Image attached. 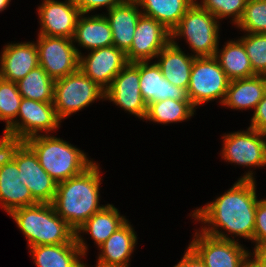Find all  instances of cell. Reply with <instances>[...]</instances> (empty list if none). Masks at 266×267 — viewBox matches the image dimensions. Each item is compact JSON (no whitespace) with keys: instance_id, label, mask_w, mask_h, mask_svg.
<instances>
[{"instance_id":"1","label":"cell","mask_w":266,"mask_h":267,"mask_svg":"<svg viewBox=\"0 0 266 267\" xmlns=\"http://www.w3.org/2000/svg\"><path fill=\"white\" fill-rule=\"evenodd\" d=\"M254 175L253 170L245 172L229 190L192 211L190 216L204 225L200 231L219 239L235 241L234 237L237 236L253 242L259 201Z\"/></svg>"},{"instance_id":"2","label":"cell","mask_w":266,"mask_h":267,"mask_svg":"<svg viewBox=\"0 0 266 267\" xmlns=\"http://www.w3.org/2000/svg\"><path fill=\"white\" fill-rule=\"evenodd\" d=\"M94 162L81 174L57 184L52 201L55 212L76 231L93 214L106 205L100 206L101 171Z\"/></svg>"},{"instance_id":"3","label":"cell","mask_w":266,"mask_h":267,"mask_svg":"<svg viewBox=\"0 0 266 267\" xmlns=\"http://www.w3.org/2000/svg\"><path fill=\"white\" fill-rule=\"evenodd\" d=\"M10 217L27 239L28 247L77 243L75 231L51 203H37L13 210Z\"/></svg>"},{"instance_id":"4","label":"cell","mask_w":266,"mask_h":267,"mask_svg":"<svg viewBox=\"0 0 266 267\" xmlns=\"http://www.w3.org/2000/svg\"><path fill=\"white\" fill-rule=\"evenodd\" d=\"M36 153L41 167L57 183L77 176L95 161L84 151L54 135H38L25 141Z\"/></svg>"},{"instance_id":"5","label":"cell","mask_w":266,"mask_h":267,"mask_svg":"<svg viewBox=\"0 0 266 267\" xmlns=\"http://www.w3.org/2000/svg\"><path fill=\"white\" fill-rule=\"evenodd\" d=\"M219 23L195 1L171 31V40L184 37L194 57H212L219 48Z\"/></svg>"},{"instance_id":"6","label":"cell","mask_w":266,"mask_h":267,"mask_svg":"<svg viewBox=\"0 0 266 267\" xmlns=\"http://www.w3.org/2000/svg\"><path fill=\"white\" fill-rule=\"evenodd\" d=\"M0 147L16 162L18 177L38 203H52L57 182L41 167L38 157L25 141L0 138Z\"/></svg>"},{"instance_id":"7","label":"cell","mask_w":266,"mask_h":267,"mask_svg":"<svg viewBox=\"0 0 266 267\" xmlns=\"http://www.w3.org/2000/svg\"><path fill=\"white\" fill-rule=\"evenodd\" d=\"M104 99L105 91L79 69L54 82L53 106L61 121Z\"/></svg>"},{"instance_id":"8","label":"cell","mask_w":266,"mask_h":267,"mask_svg":"<svg viewBox=\"0 0 266 267\" xmlns=\"http://www.w3.org/2000/svg\"><path fill=\"white\" fill-rule=\"evenodd\" d=\"M61 122L53 102H38L22 98L17 119L4 130L2 138L26 141L43 134L41 132H44V135L51 134L52 131L59 129Z\"/></svg>"},{"instance_id":"9","label":"cell","mask_w":266,"mask_h":267,"mask_svg":"<svg viewBox=\"0 0 266 267\" xmlns=\"http://www.w3.org/2000/svg\"><path fill=\"white\" fill-rule=\"evenodd\" d=\"M229 83V78L214 56L195 57L187 89L192 106L196 109L197 106L217 99L222 105Z\"/></svg>"},{"instance_id":"10","label":"cell","mask_w":266,"mask_h":267,"mask_svg":"<svg viewBox=\"0 0 266 267\" xmlns=\"http://www.w3.org/2000/svg\"><path fill=\"white\" fill-rule=\"evenodd\" d=\"M35 41L39 65L55 81L79 69L82 53L73 40L66 37L37 35Z\"/></svg>"},{"instance_id":"11","label":"cell","mask_w":266,"mask_h":267,"mask_svg":"<svg viewBox=\"0 0 266 267\" xmlns=\"http://www.w3.org/2000/svg\"><path fill=\"white\" fill-rule=\"evenodd\" d=\"M193 238L188 245L206 267H244L251 259V251L246 250L239 239H219L200 230Z\"/></svg>"},{"instance_id":"12","label":"cell","mask_w":266,"mask_h":267,"mask_svg":"<svg viewBox=\"0 0 266 267\" xmlns=\"http://www.w3.org/2000/svg\"><path fill=\"white\" fill-rule=\"evenodd\" d=\"M222 138L221 157L226 162L250 168L266 166V133L248 127Z\"/></svg>"},{"instance_id":"13","label":"cell","mask_w":266,"mask_h":267,"mask_svg":"<svg viewBox=\"0 0 266 267\" xmlns=\"http://www.w3.org/2000/svg\"><path fill=\"white\" fill-rule=\"evenodd\" d=\"M139 83V62L128 63L105 91V100H110L129 114L144 120L147 104L141 95Z\"/></svg>"},{"instance_id":"14","label":"cell","mask_w":266,"mask_h":267,"mask_svg":"<svg viewBox=\"0 0 266 267\" xmlns=\"http://www.w3.org/2000/svg\"><path fill=\"white\" fill-rule=\"evenodd\" d=\"M126 53L114 45L79 55V70L106 91L114 77L128 64Z\"/></svg>"},{"instance_id":"15","label":"cell","mask_w":266,"mask_h":267,"mask_svg":"<svg viewBox=\"0 0 266 267\" xmlns=\"http://www.w3.org/2000/svg\"><path fill=\"white\" fill-rule=\"evenodd\" d=\"M171 42V31L154 18L141 15L133 42L126 52L129 63L151 61Z\"/></svg>"},{"instance_id":"16","label":"cell","mask_w":266,"mask_h":267,"mask_svg":"<svg viewBox=\"0 0 266 267\" xmlns=\"http://www.w3.org/2000/svg\"><path fill=\"white\" fill-rule=\"evenodd\" d=\"M36 10L41 25L38 35L73 38L81 14L73 0H43Z\"/></svg>"},{"instance_id":"17","label":"cell","mask_w":266,"mask_h":267,"mask_svg":"<svg viewBox=\"0 0 266 267\" xmlns=\"http://www.w3.org/2000/svg\"><path fill=\"white\" fill-rule=\"evenodd\" d=\"M18 175L16 162L0 147V205L8 215L15 209L38 203Z\"/></svg>"},{"instance_id":"18","label":"cell","mask_w":266,"mask_h":267,"mask_svg":"<svg viewBox=\"0 0 266 267\" xmlns=\"http://www.w3.org/2000/svg\"><path fill=\"white\" fill-rule=\"evenodd\" d=\"M39 66L36 43H8L0 55V78L18 82Z\"/></svg>"},{"instance_id":"19","label":"cell","mask_w":266,"mask_h":267,"mask_svg":"<svg viewBox=\"0 0 266 267\" xmlns=\"http://www.w3.org/2000/svg\"><path fill=\"white\" fill-rule=\"evenodd\" d=\"M140 61V91L147 106L153 102L168 98L173 100H189L187 90L171 84L166 80L156 62Z\"/></svg>"},{"instance_id":"20","label":"cell","mask_w":266,"mask_h":267,"mask_svg":"<svg viewBox=\"0 0 266 267\" xmlns=\"http://www.w3.org/2000/svg\"><path fill=\"white\" fill-rule=\"evenodd\" d=\"M127 220L126 216H121L119 210L109 203L93 214L75 231V239L83 255L86 256L88 245L84 241L82 233L90 235L95 245L97 244V247H99Z\"/></svg>"},{"instance_id":"21","label":"cell","mask_w":266,"mask_h":267,"mask_svg":"<svg viewBox=\"0 0 266 267\" xmlns=\"http://www.w3.org/2000/svg\"><path fill=\"white\" fill-rule=\"evenodd\" d=\"M142 15L135 0H125L107 11L106 19L110 24L113 45L125 53L130 49L137 22Z\"/></svg>"},{"instance_id":"22","label":"cell","mask_w":266,"mask_h":267,"mask_svg":"<svg viewBox=\"0 0 266 267\" xmlns=\"http://www.w3.org/2000/svg\"><path fill=\"white\" fill-rule=\"evenodd\" d=\"M137 234L127 220L102 245L97 261L115 267H129L130 256L137 245Z\"/></svg>"},{"instance_id":"23","label":"cell","mask_w":266,"mask_h":267,"mask_svg":"<svg viewBox=\"0 0 266 267\" xmlns=\"http://www.w3.org/2000/svg\"><path fill=\"white\" fill-rule=\"evenodd\" d=\"M190 54L184 53L176 40H171L156 57L163 77L171 84L186 90L195 59L192 53Z\"/></svg>"},{"instance_id":"24","label":"cell","mask_w":266,"mask_h":267,"mask_svg":"<svg viewBox=\"0 0 266 267\" xmlns=\"http://www.w3.org/2000/svg\"><path fill=\"white\" fill-rule=\"evenodd\" d=\"M86 15L81 13L78 17L72 38L74 45L78 43L80 48L83 47L88 51L113 45L112 31L106 17L100 13Z\"/></svg>"},{"instance_id":"25","label":"cell","mask_w":266,"mask_h":267,"mask_svg":"<svg viewBox=\"0 0 266 267\" xmlns=\"http://www.w3.org/2000/svg\"><path fill=\"white\" fill-rule=\"evenodd\" d=\"M266 92V75L232 80L222 106L235 110H255Z\"/></svg>"},{"instance_id":"26","label":"cell","mask_w":266,"mask_h":267,"mask_svg":"<svg viewBox=\"0 0 266 267\" xmlns=\"http://www.w3.org/2000/svg\"><path fill=\"white\" fill-rule=\"evenodd\" d=\"M37 267H80L84 257L77 243L29 247Z\"/></svg>"},{"instance_id":"27","label":"cell","mask_w":266,"mask_h":267,"mask_svg":"<svg viewBox=\"0 0 266 267\" xmlns=\"http://www.w3.org/2000/svg\"><path fill=\"white\" fill-rule=\"evenodd\" d=\"M214 57L230 81L256 75L245 47L239 39L225 42L223 48L217 49Z\"/></svg>"},{"instance_id":"28","label":"cell","mask_w":266,"mask_h":267,"mask_svg":"<svg viewBox=\"0 0 266 267\" xmlns=\"http://www.w3.org/2000/svg\"><path fill=\"white\" fill-rule=\"evenodd\" d=\"M143 15L154 18L172 31L196 0H135Z\"/></svg>"},{"instance_id":"29","label":"cell","mask_w":266,"mask_h":267,"mask_svg":"<svg viewBox=\"0 0 266 267\" xmlns=\"http://www.w3.org/2000/svg\"><path fill=\"white\" fill-rule=\"evenodd\" d=\"M195 111L190 100H173L168 98L149 104L144 120L167 125L191 119L190 117L194 116Z\"/></svg>"},{"instance_id":"30","label":"cell","mask_w":266,"mask_h":267,"mask_svg":"<svg viewBox=\"0 0 266 267\" xmlns=\"http://www.w3.org/2000/svg\"><path fill=\"white\" fill-rule=\"evenodd\" d=\"M54 82L39 65L16 84L23 98L38 102H53Z\"/></svg>"},{"instance_id":"31","label":"cell","mask_w":266,"mask_h":267,"mask_svg":"<svg viewBox=\"0 0 266 267\" xmlns=\"http://www.w3.org/2000/svg\"><path fill=\"white\" fill-rule=\"evenodd\" d=\"M22 98L15 82L0 78V120L5 121L4 130L17 119Z\"/></svg>"},{"instance_id":"32","label":"cell","mask_w":266,"mask_h":267,"mask_svg":"<svg viewBox=\"0 0 266 267\" xmlns=\"http://www.w3.org/2000/svg\"><path fill=\"white\" fill-rule=\"evenodd\" d=\"M236 27L244 31V34L266 33V0H247Z\"/></svg>"},{"instance_id":"33","label":"cell","mask_w":266,"mask_h":267,"mask_svg":"<svg viewBox=\"0 0 266 267\" xmlns=\"http://www.w3.org/2000/svg\"><path fill=\"white\" fill-rule=\"evenodd\" d=\"M239 40L243 43L256 75H266V33H246Z\"/></svg>"},{"instance_id":"34","label":"cell","mask_w":266,"mask_h":267,"mask_svg":"<svg viewBox=\"0 0 266 267\" xmlns=\"http://www.w3.org/2000/svg\"><path fill=\"white\" fill-rule=\"evenodd\" d=\"M196 2L204 9L214 15L218 21L221 19H232V24L237 25L241 19L247 0H201Z\"/></svg>"},{"instance_id":"35","label":"cell","mask_w":266,"mask_h":267,"mask_svg":"<svg viewBox=\"0 0 266 267\" xmlns=\"http://www.w3.org/2000/svg\"><path fill=\"white\" fill-rule=\"evenodd\" d=\"M253 243L255 247L266 244V199H260L256 207Z\"/></svg>"},{"instance_id":"36","label":"cell","mask_w":266,"mask_h":267,"mask_svg":"<svg viewBox=\"0 0 266 267\" xmlns=\"http://www.w3.org/2000/svg\"><path fill=\"white\" fill-rule=\"evenodd\" d=\"M81 13L90 14L94 10L106 7L107 11L122 4L125 0H73Z\"/></svg>"},{"instance_id":"37","label":"cell","mask_w":266,"mask_h":267,"mask_svg":"<svg viewBox=\"0 0 266 267\" xmlns=\"http://www.w3.org/2000/svg\"><path fill=\"white\" fill-rule=\"evenodd\" d=\"M250 121L249 127L259 132L266 133V92L263 99L257 104Z\"/></svg>"},{"instance_id":"38","label":"cell","mask_w":266,"mask_h":267,"mask_svg":"<svg viewBox=\"0 0 266 267\" xmlns=\"http://www.w3.org/2000/svg\"><path fill=\"white\" fill-rule=\"evenodd\" d=\"M185 251L183 258L173 267H206L204 262L189 246Z\"/></svg>"},{"instance_id":"39","label":"cell","mask_w":266,"mask_h":267,"mask_svg":"<svg viewBox=\"0 0 266 267\" xmlns=\"http://www.w3.org/2000/svg\"><path fill=\"white\" fill-rule=\"evenodd\" d=\"M251 257V261L257 267H266V244L254 247L253 253L251 252Z\"/></svg>"},{"instance_id":"40","label":"cell","mask_w":266,"mask_h":267,"mask_svg":"<svg viewBox=\"0 0 266 267\" xmlns=\"http://www.w3.org/2000/svg\"><path fill=\"white\" fill-rule=\"evenodd\" d=\"M11 0H0V12L4 11L10 4Z\"/></svg>"},{"instance_id":"41","label":"cell","mask_w":266,"mask_h":267,"mask_svg":"<svg viewBox=\"0 0 266 267\" xmlns=\"http://www.w3.org/2000/svg\"><path fill=\"white\" fill-rule=\"evenodd\" d=\"M84 261H81L80 267H88V265H86L85 263H83ZM95 267H115V266H109V265H105L102 264L100 262H96Z\"/></svg>"},{"instance_id":"42","label":"cell","mask_w":266,"mask_h":267,"mask_svg":"<svg viewBox=\"0 0 266 267\" xmlns=\"http://www.w3.org/2000/svg\"><path fill=\"white\" fill-rule=\"evenodd\" d=\"M244 267H257L252 261L251 259L244 265Z\"/></svg>"}]
</instances>
